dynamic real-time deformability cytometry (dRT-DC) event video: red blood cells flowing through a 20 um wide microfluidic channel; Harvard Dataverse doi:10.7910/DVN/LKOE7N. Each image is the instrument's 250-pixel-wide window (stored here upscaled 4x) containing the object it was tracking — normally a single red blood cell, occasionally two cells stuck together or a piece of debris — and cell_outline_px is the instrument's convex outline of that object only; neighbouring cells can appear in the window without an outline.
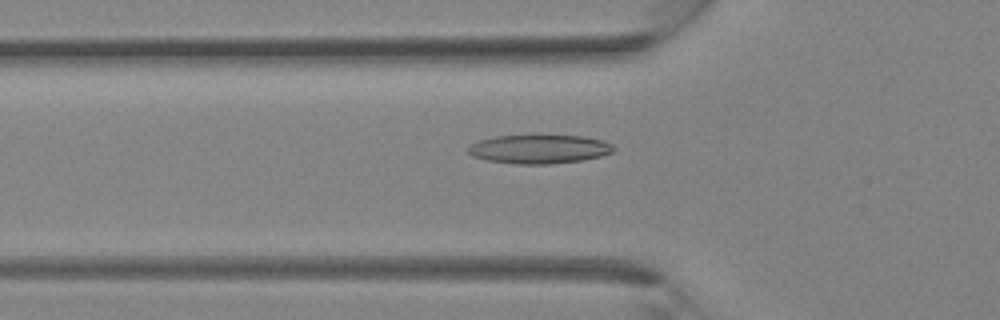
{"species": "Egyptian fruit bat (a non-hibernating species)", "species_latin": "Rousettus aegyptiacus", "temperature_condition": "room temperature", "stored_images_in_passage": 29, "camera_frame_rate_fps": 3000, "um_per_image_px": 0.085, "animal": {"sex": "female"}, "frame": {"image": 1, "passage_image": 6, "time_ms": 1.667, "image_size_px": [1000, 320], "cell_outline_px": [[616, 148], [612, 152], [600, 156], [580, 160], [552, 164], [516, 164], [488, 160], [472, 156], [468, 152], [468, 148], [472, 144], [480, 140], [496, 136], [584, 136], [604, 140], [612, 144]], "centroid_in_image_um": [45.86, 12.68], "position_along_channel_um": 79.9, "area_um2": 24.22}}
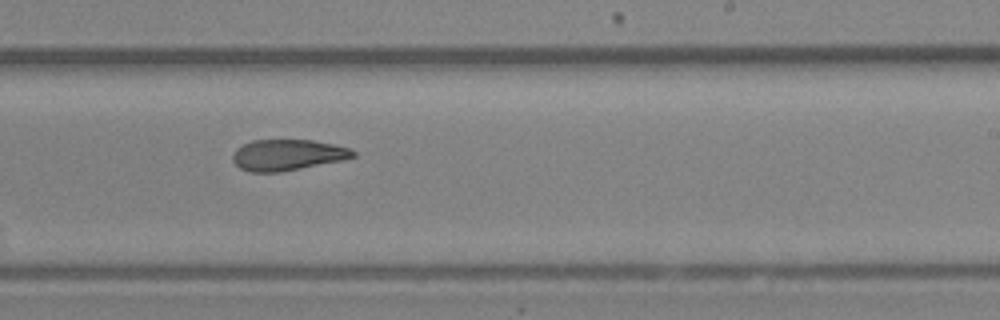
{"frame": {"image": 2, "passage_image": 16, "time_ms": 5.0, "image_size_px": [1000, 320], "cell_outline_px": [[356, 156], [344, 160], [280, 172], [248, 172], [240, 168], [232, 160], [232, 156], [236, 148], [252, 140], [312, 140], [352, 148], [356, 152]], "centroid_in_image_um": [24.45, 13.17], "position_along_channel_um": 264.5, "area_um2": 21.85}}
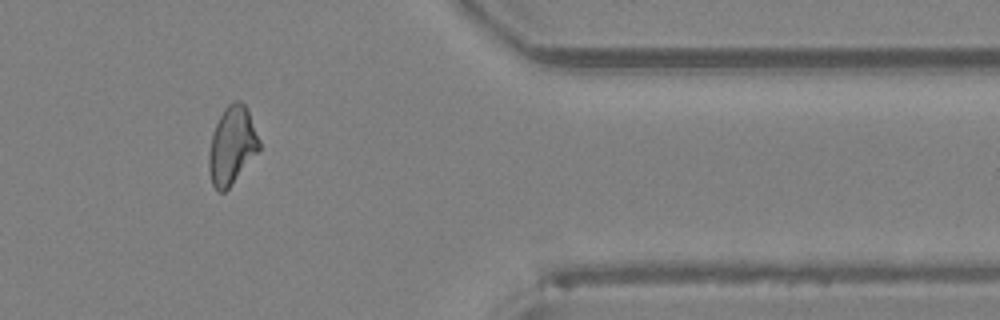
{"frame": {"image": 3, "passage_image": 24, "time_ms": 7.667, "image_size_px": [1000, 320], "cell_outline_px": [[260, 148], [228, 188], [224, 192], [220, 192], [212, 184], [208, 168], [208, 156], [212, 132], [224, 108], [232, 100], [240, 100], [248, 108], [260, 140]], "centroid_in_image_um": [19.71, 12.31], "position_along_channel_um": 391.7, "area_um2": 22.72}}